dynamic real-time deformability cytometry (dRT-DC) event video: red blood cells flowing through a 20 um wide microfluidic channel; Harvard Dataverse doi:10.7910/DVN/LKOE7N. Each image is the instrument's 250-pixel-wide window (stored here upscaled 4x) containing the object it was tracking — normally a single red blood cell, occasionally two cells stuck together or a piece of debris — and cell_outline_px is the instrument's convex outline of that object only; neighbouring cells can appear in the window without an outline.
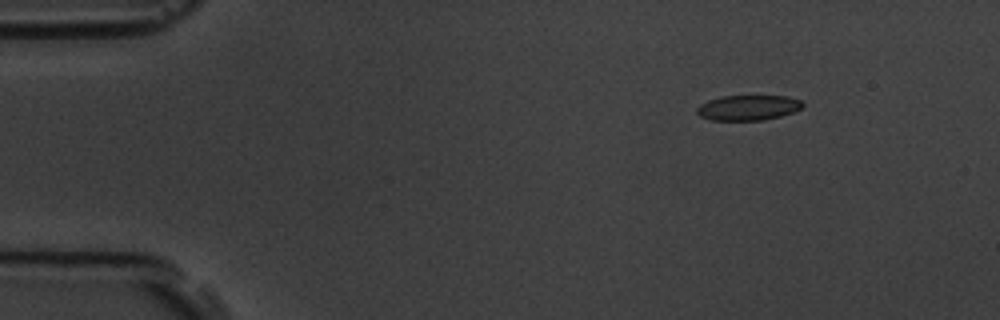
{"species": "common noctule bat (a hibernating species)", "species_latin": "Nyctalus noctula", "temperature_condition": "room temperature", "stored_images_in_passage": 5, "camera_frame_rate_fps": 3000, "um_per_image_px": 0.085, "animal": {"sex": "male", "body_mass_g": 19.5, "forearm_length_mm": 54.6}, "frame": {"image": 1, "passage_image": 3, "time_ms": 2.333, "image_size_px": [1000, 320], "cell_outline_px": [[804, 104], [800, 108], [792, 112], [780, 116], [764, 120], [712, 120], [700, 116], [696, 112], [696, 108], [700, 104], [708, 100], [720, 96], [788, 96], [800, 100]], "centroid_in_image_um": [63.56, 9.15], "position_along_channel_um": 21.4, "area_um2": 15.49}}
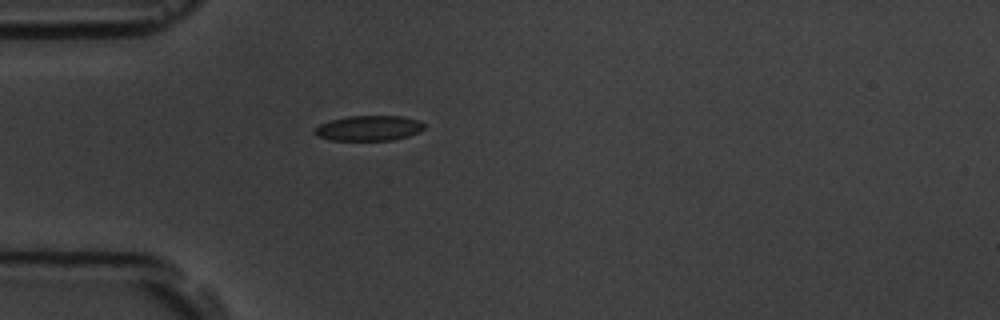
{"frame": {"image": 2, "passage_image": 5, "time_ms": 5.333, "image_size_px": [1000, 320], "cell_outline_px": [[424, 128], [420, 132], [408, 136], [392, 140], [332, 140], [316, 136], [312, 132], [312, 128], [320, 124], [332, 120], [348, 116], [400, 116], [416, 120], [424, 124]], "centroid_in_image_um": [31.3, 10.9], "position_along_channel_um": 53.7, "area_um2": 16.07}}